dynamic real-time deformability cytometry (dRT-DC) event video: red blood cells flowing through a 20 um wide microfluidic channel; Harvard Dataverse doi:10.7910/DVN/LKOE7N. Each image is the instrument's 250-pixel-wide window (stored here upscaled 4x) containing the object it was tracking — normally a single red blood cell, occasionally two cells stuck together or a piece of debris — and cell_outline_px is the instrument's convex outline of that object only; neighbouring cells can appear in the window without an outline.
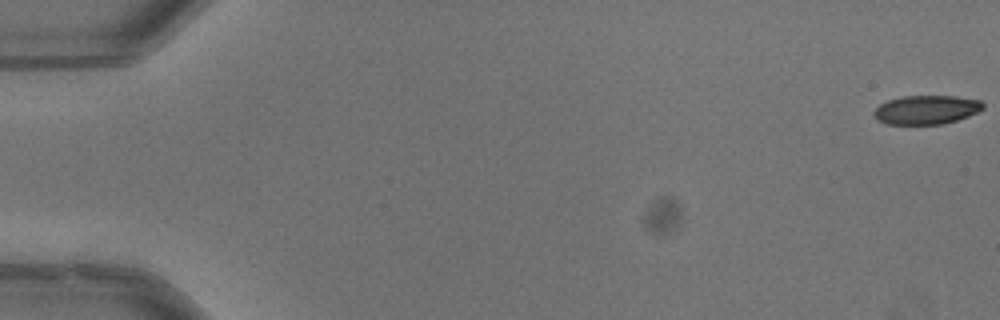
{"species": "common noctule bat (a hibernating species)", "species_latin": "Nyctalus noctula", "temperature_condition": "warm", "stored_images_in_passage": 53, "camera_frame_rate_fps": 3000, "um_per_image_px": 0.085, "animal": {"sex": "male", "body_mass_g": 13.3}, "frame": {"image": 1, "passage_image": 1, "time_ms": 0.0, "image_size_px": [1000, 320], "cell_outline_px": [[984, 108], [968, 116], [944, 124], [888, 124], [876, 120], [872, 116], [872, 112], [880, 104], [888, 100], [900, 96], [956, 96], [980, 100], [984, 104]], "centroid_in_image_um": [78.7, 9.33], "position_along_channel_um": 6.3, "area_um2": 18.5}}
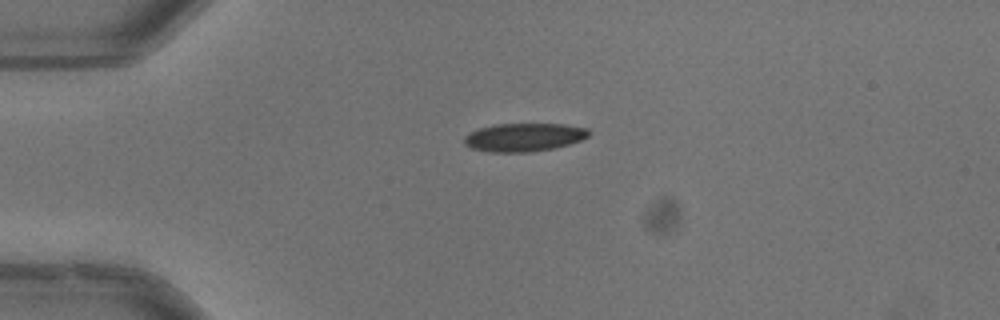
{"frame": {"image": 2, "passage_image": 14, "time_ms": 4.333, "image_size_px": [1000, 320], "cell_outline_px": [[592, 132], [588, 136], [580, 140], [556, 148], [528, 152], [488, 152], [472, 148], [464, 144], [464, 136], [480, 128], [496, 124], [564, 124], [588, 128]], "centroid_in_image_um": [44.56, 11.67], "position_along_channel_um": 40.4, "area_um2": 20.52}}
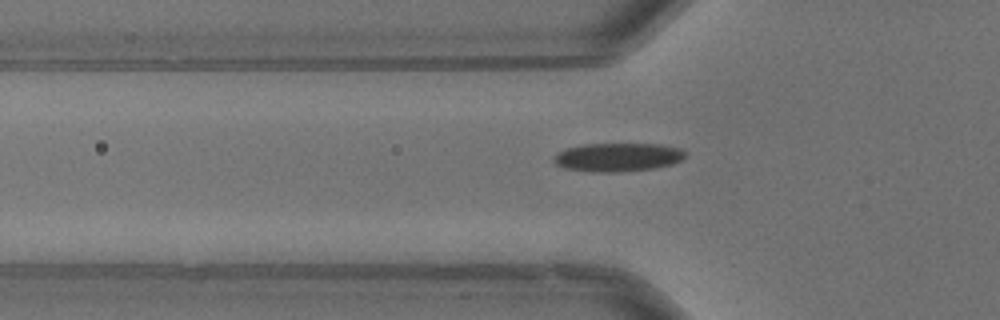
{"frame": {"image": 3, "passage_image": 19, "time_ms": 6.0, "image_size_px": [1000, 320], "cell_outline_px": [[684, 156], [680, 160], [672, 164], [656, 168], [616, 172], [596, 172], [564, 168], [556, 164], [552, 160], [560, 152], [568, 148], [584, 144], [660, 144], [680, 148], [684, 152]], "centroid_in_image_um": [52.52, 13.36], "position_along_channel_um": 73.3, "area_um2": 21.62}, "authors_computed_cell_mechanics": {"area_um2": 20.9236, "velocity_mm_per_s": 3.9975, "shape_relaxation_time_tau1_ms": 4.917, "shape_relaxation_time_tau2_ms": 1.7038, "deformation_change_tau1": 0.1474, "deformation_change_tau2": 0.0564}}